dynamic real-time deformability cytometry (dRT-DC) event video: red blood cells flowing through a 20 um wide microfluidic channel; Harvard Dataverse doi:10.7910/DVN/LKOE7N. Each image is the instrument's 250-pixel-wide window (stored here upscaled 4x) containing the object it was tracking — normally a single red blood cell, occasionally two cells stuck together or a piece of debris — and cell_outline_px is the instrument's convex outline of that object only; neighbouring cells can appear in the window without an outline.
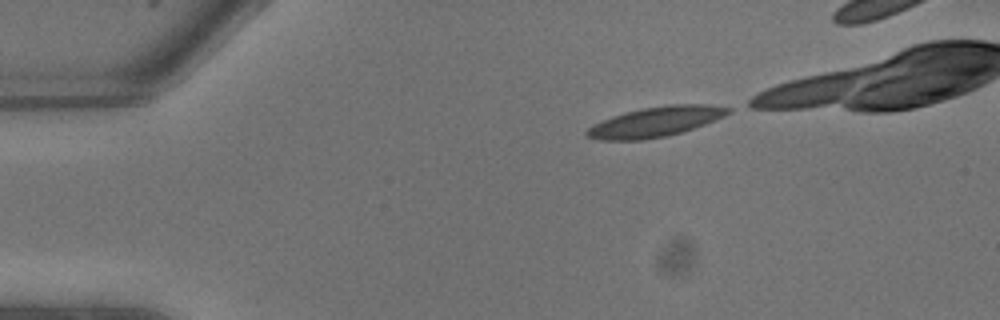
{"species": "common noctule bat (a hibernating species)", "species_latin": "Nyctalus noctula", "temperature_condition": "warm", "stored_images_in_passage": 4, "camera_frame_rate_fps": 3000, "um_per_image_px": 0.085, "animal": {"sex": "male", "body_mass_g": 13.3}, "frame": {"image": 1, "passage_image": 1, "time_ms": 0.0, "image_size_px": [1000, 320], "cell_outline_px": [[732, 112], [716, 120], [668, 136], [644, 140], [600, 140], [584, 136], [584, 132], [588, 128], [612, 116], [624, 112], [640, 108], [668, 104], [708, 104], [732, 108]], "centroid_in_image_um": [55.73, 10.34], "position_along_channel_um": 29.3, "area_um2": 24.8}}